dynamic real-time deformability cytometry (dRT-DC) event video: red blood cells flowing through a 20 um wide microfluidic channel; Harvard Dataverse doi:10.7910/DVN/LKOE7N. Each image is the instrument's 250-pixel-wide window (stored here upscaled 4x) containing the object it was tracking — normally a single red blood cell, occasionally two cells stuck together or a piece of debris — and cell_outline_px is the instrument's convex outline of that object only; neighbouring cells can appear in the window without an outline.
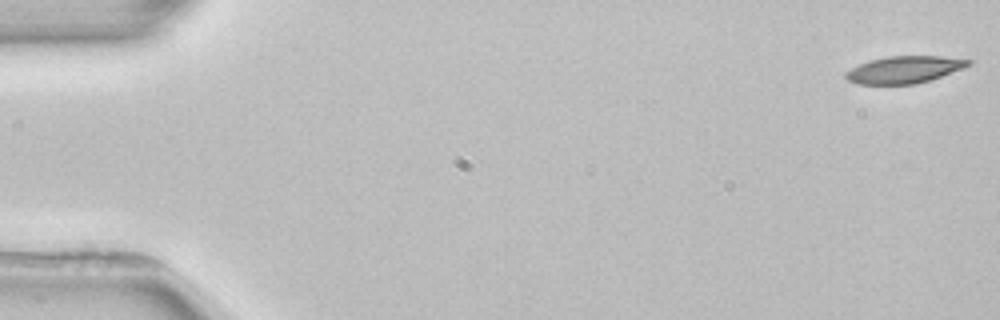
{"species": "common noctule bat (a hibernating species)", "species_latin": "Nyctalus noctula", "temperature_condition": "room temperature", "stored_images_in_passage": 5, "camera_frame_rate_fps": 3000, "um_per_image_px": 0.085, "animal": {"sex": "female", "body_mass_g": 22.7, "forearm_length_mm": 54.2}, "frame": {"image": 1, "passage_image": 1, "time_ms": 0.0, "image_size_px": [1000, 320], "cell_outline_px": [[972, 64], [964, 68], [916, 84], [860, 84], [848, 80], [844, 76], [844, 72], [868, 60], [888, 56], [940, 56], [972, 60]], "centroid_in_image_um": [76.85, 5.91], "position_along_channel_um": 8.1, "area_um2": 19.25}}
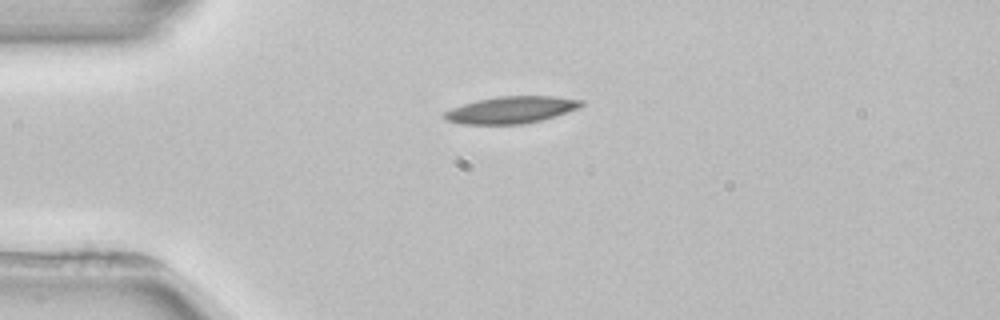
{"frame": {"image": 2, "passage_image": 4, "time_ms": 4.0, "image_size_px": [1000, 320], "cell_outline_px": [[584, 104], [580, 108], [556, 116], [524, 124], [460, 124], [448, 120], [440, 116], [444, 112], [452, 108], [476, 100], [496, 96], [556, 96], [584, 100]], "centroid_in_image_um": [43.47, 9.33], "position_along_channel_um": 41.5, "area_um2": 21.68}}